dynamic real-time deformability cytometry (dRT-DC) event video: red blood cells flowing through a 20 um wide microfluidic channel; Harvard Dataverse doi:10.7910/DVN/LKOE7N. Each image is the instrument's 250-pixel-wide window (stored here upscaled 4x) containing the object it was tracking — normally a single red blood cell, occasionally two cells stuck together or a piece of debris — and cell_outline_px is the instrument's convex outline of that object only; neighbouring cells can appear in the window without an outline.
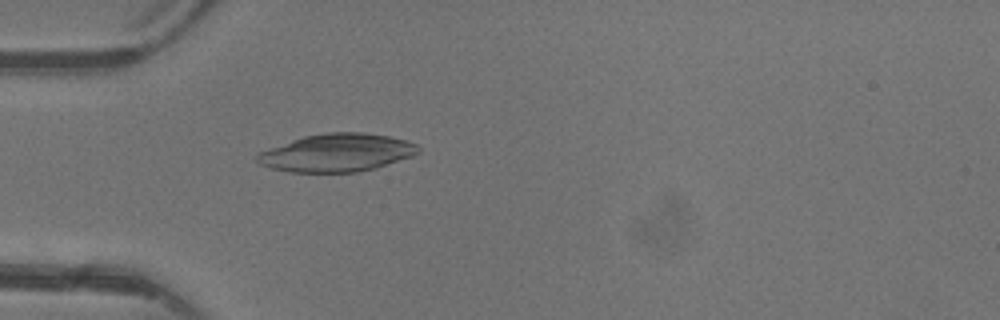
{"species": "common noctule bat (a hibernating species)", "species_latin": "Nyctalus noctula", "temperature_condition": "warm", "stored_images_in_passage": 5, "camera_frame_rate_fps": 3000, "um_per_image_px": 0.085, "animal": {"sex": "female"}, "frame": {"image": 1, "passage_image": 5, "time_ms": 4.667, "image_size_px": [1000, 320], "cell_outline_px": [[420, 152], [412, 156], [376, 168], [356, 172], [288, 172], [272, 168], [260, 164], [256, 160], [256, 156], [260, 152], [292, 140], [304, 136], [328, 132], [364, 132], [388, 136], [408, 140], [416, 144], [420, 148]], "centroid_in_image_um": [28.67, 12.98], "position_along_channel_um": 56.3, "area_um2": 35.49}}